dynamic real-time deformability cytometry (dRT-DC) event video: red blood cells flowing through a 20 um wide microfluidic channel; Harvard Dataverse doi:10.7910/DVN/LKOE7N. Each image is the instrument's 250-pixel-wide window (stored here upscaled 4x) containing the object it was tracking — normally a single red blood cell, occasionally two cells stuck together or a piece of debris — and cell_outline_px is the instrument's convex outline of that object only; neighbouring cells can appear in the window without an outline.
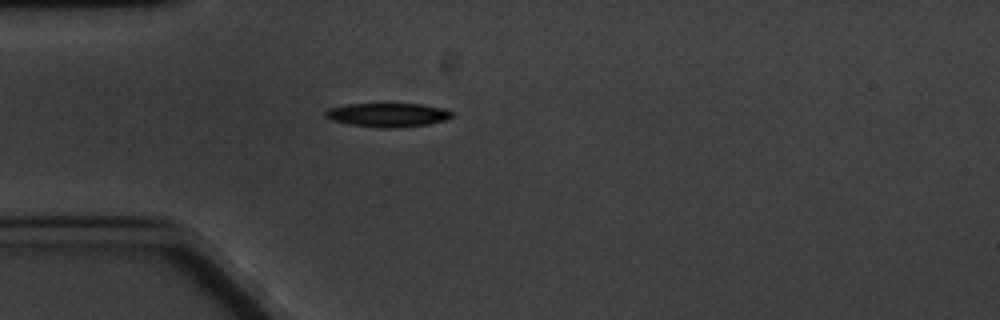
{"species": "common noctule bat (a hibernating species)", "species_latin": "Nyctalus noctula", "temperature_condition": "cold", "stored_images_in_passage": 3, "camera_frame_rate_fps": 3000, "um_per_image_px": 0.085, "animal": {"sex": "male", "body_mass_g": 20.1, "forearm_length_mm": 53.5}, "frame": {"image": 1, "passage_image": 2, "time_ms": 1.333, "image_size_px": [1000, 320], "cell_outline_px": [[452, 116], [448, 120], [428, 124], [396, 128], [380, 128], [348, 124], [332, 120], [324, 116], [324, 112], [328, 108], [344, 104], [420, 104], [444, 108], [452, 112]], "centroid_in_image_um": [32.94, 9.77], "position_along_channel_um": 52.1, "area_um2": 17.74}}